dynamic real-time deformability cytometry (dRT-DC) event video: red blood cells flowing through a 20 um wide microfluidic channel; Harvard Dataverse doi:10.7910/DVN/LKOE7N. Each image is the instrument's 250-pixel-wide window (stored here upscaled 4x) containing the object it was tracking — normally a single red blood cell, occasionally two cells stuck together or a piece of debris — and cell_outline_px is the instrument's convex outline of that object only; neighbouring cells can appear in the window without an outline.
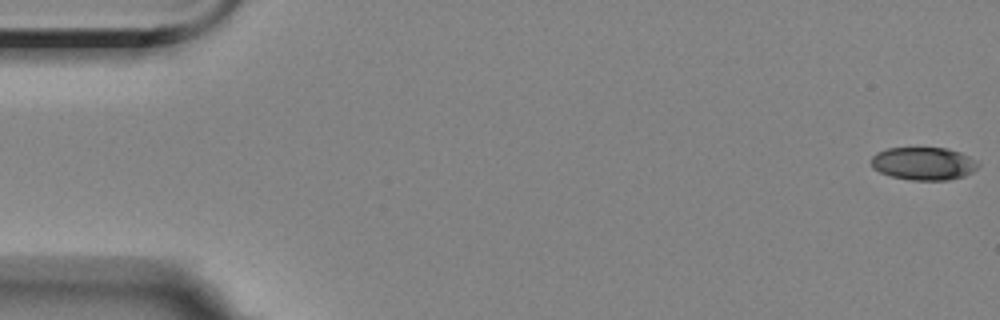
{"species": "Egyptian fruit bat (a non-hibernating species)", "species_latin": "Rousettus aegyptiacus", "temperature_condition": "room temperature", "stored_images_in_passage": 3, "camera_frame_rate_fps": 3000, "um_per_image_px": 0.085, "animal": {"sex": "female"}, "frame": {"image": 1, "passage_image": 1, "time_ms": 0.0, "image_size_px": [1000, 320], "cell_outline_px": [[980, 164], [972, 172], [964, 176], [948, 180], [912, 180], [892, 176], [880, 172], [872, 168], [872, 156], [876, 152], [888, 148], [948, 148], [960, 152], [968, 156]], "centroid_in_image_um": [78.5, 13.9], "position_along_channel_um": 6.5, "area_um2": 20.4}}